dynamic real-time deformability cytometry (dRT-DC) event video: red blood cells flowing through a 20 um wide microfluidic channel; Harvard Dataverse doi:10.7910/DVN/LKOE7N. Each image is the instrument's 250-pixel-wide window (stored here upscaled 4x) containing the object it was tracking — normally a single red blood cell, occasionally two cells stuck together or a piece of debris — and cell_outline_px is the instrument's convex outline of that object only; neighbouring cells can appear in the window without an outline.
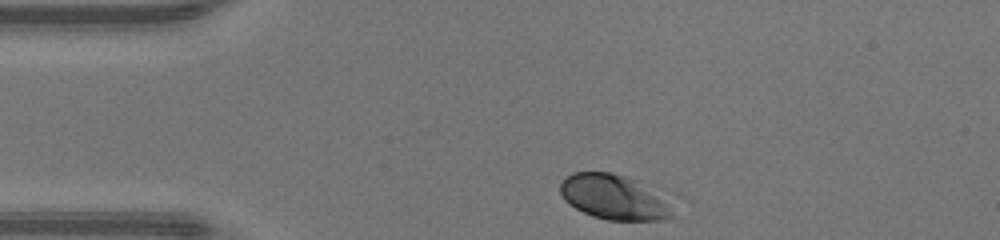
{"species": "human", "species_latin": "Homo sapiens", "temperature_condition": "warm", "stored_images_in_passage": 31, "camera_frame_rate_fps": 3000, "um_per_image_px": 0.085, "donor": {"sex": "male"}, "frame": {"image": 1, "passage_image": 1, "time_ms": 0.0, "image_size_px": [1000, 240], "cell_outline_px": [[680, 196], [672, 216], [664, 220], [608, 220], [592, 216], [568, 204], [564, 200], [560, 192], [560, 184], [564, 176], [572, 172], [612, 172], [680, 192]], "centroid_in_image_um": [52.52, 16.72], "position_along_channel_um": 32.5, "area_um2": 32.25}}
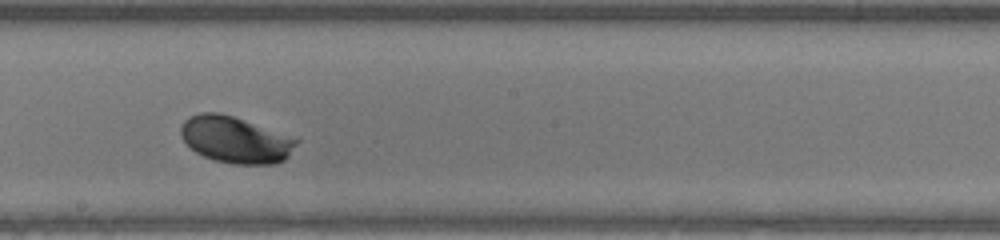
{"frame": {"image": 2, "passage_image": 18, "time_ms": 5.667, "image_size_px": [1000, 240], "cell_outline_px": [[300, 140], [288, 156], [284, 160], [276, 164], [232, 164], [212, 160], [196, 152], [180, 136], [180, 128], [184, 120], [188, 116], [200, 112], [220, 112], [300, 136]], "centroid_in_image_um": [20.09, 11.85], "position_along_channel_um": 228.1, "area_um2": 32.25}}
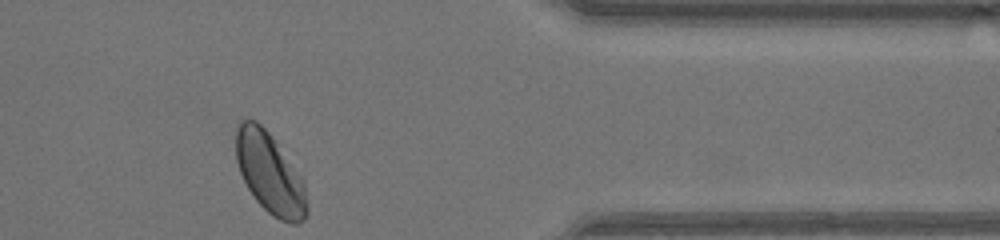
{"frame": {"image": 3, "passage_image": 31, "time_ms": 10.0, "image_size_px": [1000, 240], "cell_outline_px": [[308, 216], [300, 224], [292, 224], [280, 220], [272, 216], [256, 200], [248, 188], [240, 172], [236, 160], [236, 128], [240, 120], [256, 120], [276, 140], [304, 176], [308, 204]], "centroid_in_image_um": [23.01, 14.75], "position_along_channel_um": 388.4, "area_um2": 34.28}, "authors_computed_cell_mechanics": {"area_um2": 31.3854, "velocity_mm_per_s": 4.2435, "shape_relaxation_time_tau1_ms": 1.4005, "shape_relaxation_time_tau2_ms": null, "deformation_change_tau1": 0.1089, "deformation_change_tau2": null}}